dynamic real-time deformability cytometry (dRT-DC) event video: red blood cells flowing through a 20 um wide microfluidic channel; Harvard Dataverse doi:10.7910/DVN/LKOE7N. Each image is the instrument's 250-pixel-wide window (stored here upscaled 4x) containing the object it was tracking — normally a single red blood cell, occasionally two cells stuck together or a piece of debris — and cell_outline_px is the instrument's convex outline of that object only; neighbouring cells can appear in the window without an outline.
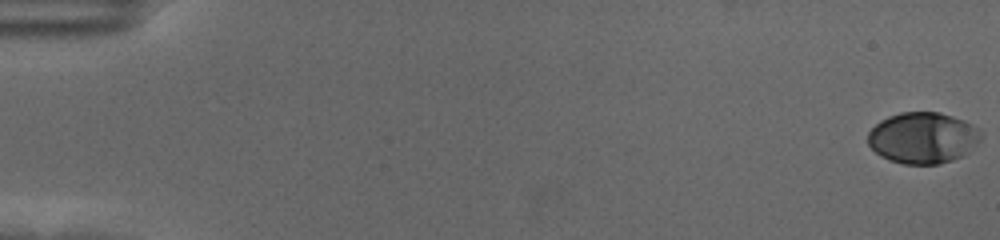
{"species": "human", "species_latin": "Homo sapiens", "temperature_condition": "cold", "stored_images_in_passage": 59, "camera_frame_rate_fps": 3000, "um_per_image_px": 0.085, "donor": {"sex": "female"}, "frame": {"image": 1, "passage_image": 1, "time_ms": 0.0, "image_size_px": [1000, 240], "cell_outline_px": [[984, 132], [980, 140], [964, 156], [940, 164], [904, 164], [888, 160], [880, 156], [868, 144], [868, 132], [880, 120], [888, 116], [900, 112], [940, 112], [964, 120], [980, 128]], "centroid_in_image_um": [78.47, 11.71], "position_along_channel_um": 6.5, "area_um2": 34.1}}
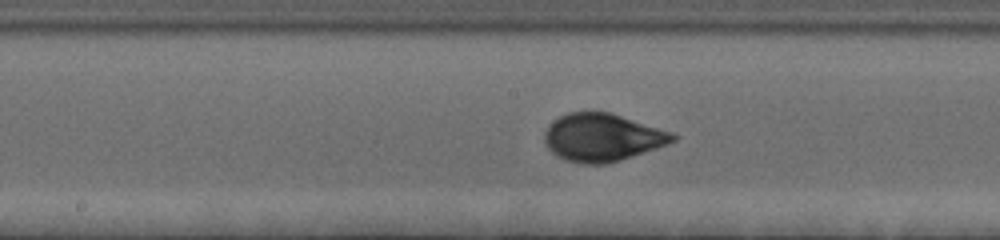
{"frame": {"image": 2, "passage_image": 32, "time_ms": 10.333, "image_size_px": [1000, 240], "cell_outline_px": [[680, 136], [676, 140], [668, 144], [620, 160], [604, 164], [580, 164], [564, 160], [556, 156], [544, 144], [544, 132], [560, 116], [568, 112], [608, 112], [672, 132]], "centroid_in_image_um": [51.19, 11.7], "position_along_channel_um": 197.0, "area_um2": 35.49}}
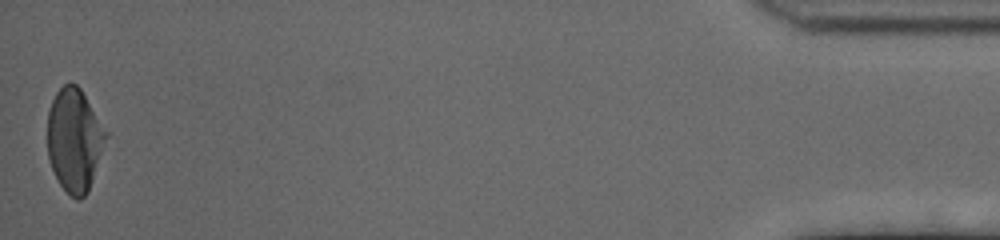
{"frame": {"image": 3, "passage_image": 59, "time_ms": 19.333, "image_size_px": [1000, 240], "cell_outline_px": [[108, 136], [88, 192], [80, 200], [76, 200], [60, 184], [52, 168], [48, 156], [48, 112], [52, 100], [56, 92], [64, 84], [76, 84], [80, 88], [108, 132]], "centroid_in_image_um": [6.34, 11.89], "position_along_channel_um": 428.9, "area_um2": 34.91}, "authors_computed_cell_mechanics": {"area_um2": 34.391, "velocity_mm_per_s": 3.516, "shape_relaxation_time_tau1_ms": 3.3524, "shape_relaxation_time_tau2_ms": null, "deformation_change_tau1": 0.1706, "deformation_change_tau2": null}}